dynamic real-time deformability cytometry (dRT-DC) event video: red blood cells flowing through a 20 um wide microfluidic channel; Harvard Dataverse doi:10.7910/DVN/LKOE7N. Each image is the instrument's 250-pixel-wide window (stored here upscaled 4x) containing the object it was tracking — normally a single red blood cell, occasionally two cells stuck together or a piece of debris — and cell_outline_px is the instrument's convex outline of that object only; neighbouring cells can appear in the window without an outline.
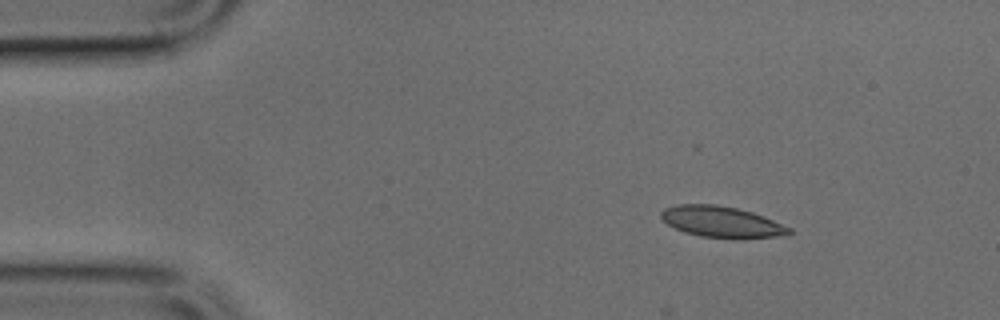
{"species": "common noctule bat (a hibernating species)", "species_latin": "Nyctalus noctula", "temperature_condition": "cold", "stored_images_in_passage": 4, "segment_of_instrument_passage": [1, 2], "camera_frame_rate_fps": 3000, "um_per_image_px": 0.085, "animal": {"sex": "male", "body_mass_g": 17.9, "forearm_length_mm": 54.2}, "frame": {"image": 1, "passage_image": 1, "time_ms": 0.0, "image_size_px": [1000, 320], "cell_outline_px": [[792, 232], [788, 236], [744, 240], [736, 240], [700, 236], [684, 232], [668, 224], [660, 216], [660, 212], [664, 208], [676, 204], [716, 204], [736, 208], [752, 212], [764, 216], [792, 228]], "centroid_in_image_um": [61.41, 18.89], "position_along_channel_um": 23.6, "area_um2": 23.93}}
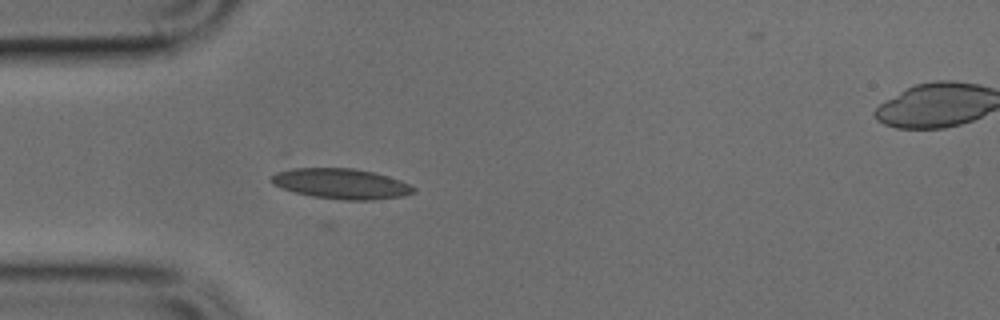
{"frame": {"image": 2, "passage_image": 3, "time_ms": 0.667, "image_size_px": [1000, 320], "cell_outline_px": [[416, 192], [404, 196], [372, 200], [344, 200], [312, 196], [296, 192], [272, 184], [268, 176], [284, 168], [352, 168], [372, 172], [388, 176], [400, 180], [416, 188]], "centroid_in_image_um": [28.97, 15.61], "position_along_channel_um": 56.0, "area_um2": 25.26}}